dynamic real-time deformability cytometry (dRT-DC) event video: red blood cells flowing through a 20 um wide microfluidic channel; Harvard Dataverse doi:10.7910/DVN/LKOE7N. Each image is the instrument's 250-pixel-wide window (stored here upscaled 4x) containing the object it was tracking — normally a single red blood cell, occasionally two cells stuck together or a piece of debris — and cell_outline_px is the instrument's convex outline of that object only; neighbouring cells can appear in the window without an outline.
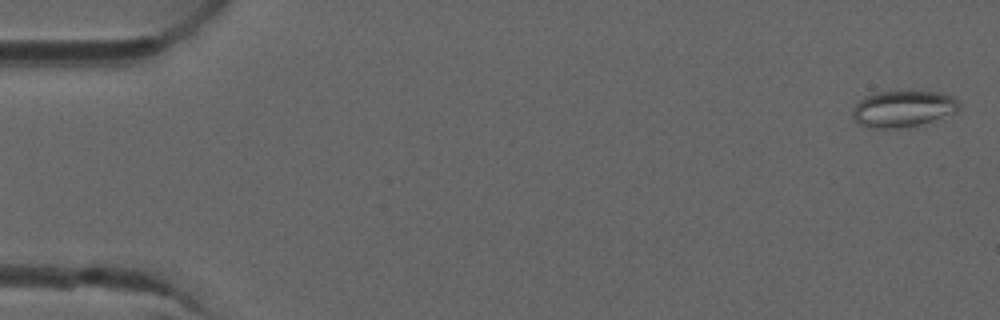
{"species": "common noctule bat (a hibernating species)", "species_latin": "Nyctalus noctula", "temperature_condition": "room temperature", "stored_images_in_passage": 5, "camera_frame_rate_fps": 3000, "um_per_image_px": 0.085, "animal": {"sex": "male", "forearm_length_mm": 52.5}, "frame": {"image": 1, "passage_image": 1, "time_ms": 0.0, "image_size_px": [1000, 320], "cell_outline_px": [[960, 108], [956, 112], [908, 128], [872, 128], [860, 124], [852, 116], [852, 112], [856, 104], [864, 96], [876, 92], [940, 92], [952, 96], [960, 104]], "centroid_in_image_um": [76.75, 9.25], "position_along_channel_um": 8.3, "area_um2": 22.43}}
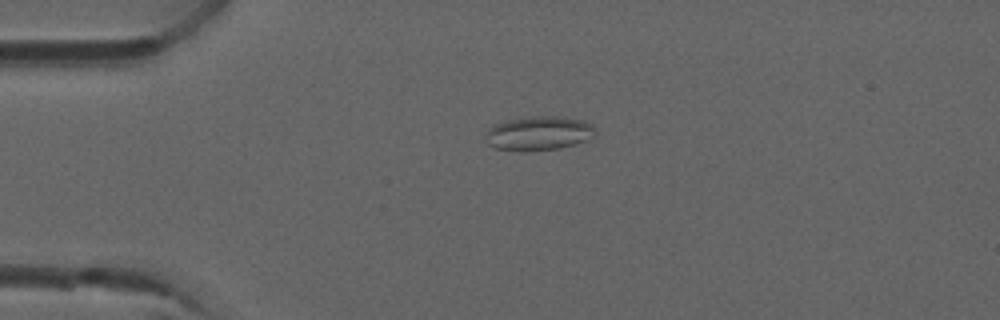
{"frame": {"image": 2, "passage_image": 4, "time_ms": 1.0, "image_size_px": [1000, 320], "cell_outline_px": [[596, 132], [588, 140], [576, 144], [560, 148], [520, 152], [496, 148], [488, 144], [484, 140], [484, 136], [488, 128], [492, 124], [508, 120], [532, 116], [556, 116], [584, 120], [592, 124], [596, 128]], "centroid_in_image_um": [45.77, 11.33], "position_along_channel_um": 39.2, "area_um2": 22.25}}